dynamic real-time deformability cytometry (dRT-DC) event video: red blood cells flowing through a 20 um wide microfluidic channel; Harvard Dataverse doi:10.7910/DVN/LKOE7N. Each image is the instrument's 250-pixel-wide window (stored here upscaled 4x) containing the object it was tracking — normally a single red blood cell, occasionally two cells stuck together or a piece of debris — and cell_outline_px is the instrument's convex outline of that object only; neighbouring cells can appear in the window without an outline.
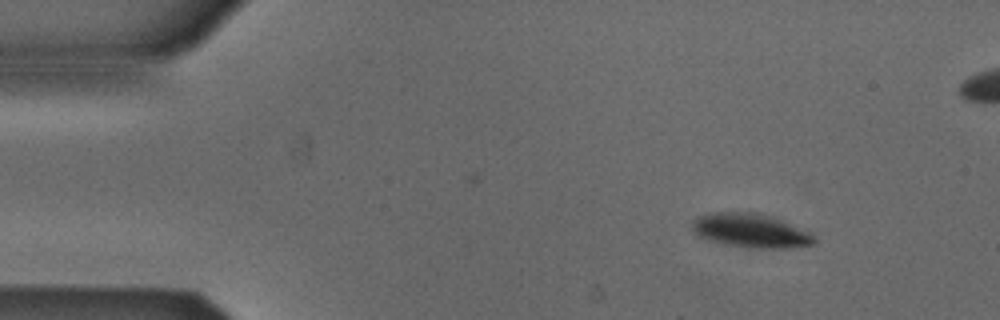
{"species": "Egyptian fruit bat (a non-hibernating species)", "species_latin": "Rousettus aegyptiacus", "temperature_condition": "cold", "stored_images_in_passage": 6, "camera_frame_rate_fps": 3000, "um_per_image_px": 0.085, "animal": {"sex": "male"}, "frame": {"image": 1, "passage_image": 1, "time_ms": 0.0, "image_size_px": [1000, 320], "cell_outline_px": [[816, 244], [792, 248], [748, 248], [724, 244], [696, 236], [692, 228], [692, 220], [700, 216], [712, 212], [748, 212], [776, 220], [812, 232], [816, 240]], "centroid_in_image_um": [63.78, 19.64], "position_along_channel_um": 21.2, "area_um2": 23.81}}